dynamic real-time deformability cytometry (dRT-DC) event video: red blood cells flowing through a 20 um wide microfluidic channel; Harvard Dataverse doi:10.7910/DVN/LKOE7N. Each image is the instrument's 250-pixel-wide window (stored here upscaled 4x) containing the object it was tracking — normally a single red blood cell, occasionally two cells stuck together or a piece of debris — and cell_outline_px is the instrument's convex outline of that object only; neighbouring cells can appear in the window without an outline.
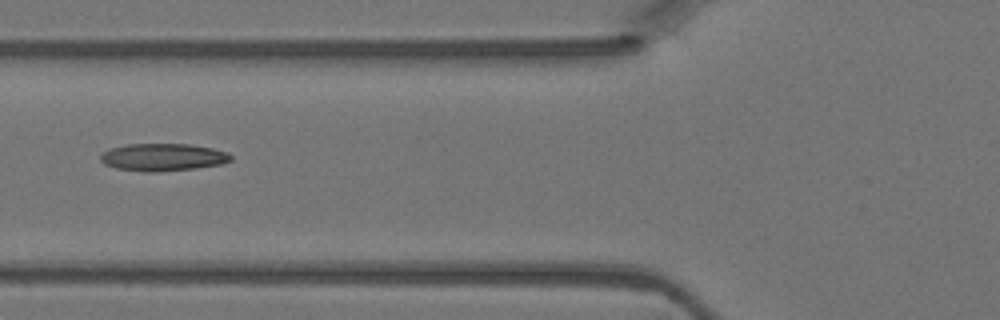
{"species": "Egyptian fruit bat (a non-hibernating species)", "species_latin": "Rousettus aegyptiacus", "temperature_condition": "warm", "stored_images_in_passage": 4, "camera_frame_rate_fps": 3000, "um_per_image_px": 0.085, "animal": {"sex": "female"}, "frame": {"image": 1, "passage_image": 4, "time_ms": 1.0, "image_size_px": [1000, 320], "cell_outline_px": [[232, 160], [220, 164], [196, 168], [156, 172], [144, 172], [116, 168], [104, 164], [100, 160], [100, 156], [104, 152], [112, 148], [128, 144], [188, 144], [212, 148], [228, 152], [232, 156]], "centroid_in_image_um": [13.86, 13.36], "position_along_channel_um": 111.9, "area_um2": 20.81}}